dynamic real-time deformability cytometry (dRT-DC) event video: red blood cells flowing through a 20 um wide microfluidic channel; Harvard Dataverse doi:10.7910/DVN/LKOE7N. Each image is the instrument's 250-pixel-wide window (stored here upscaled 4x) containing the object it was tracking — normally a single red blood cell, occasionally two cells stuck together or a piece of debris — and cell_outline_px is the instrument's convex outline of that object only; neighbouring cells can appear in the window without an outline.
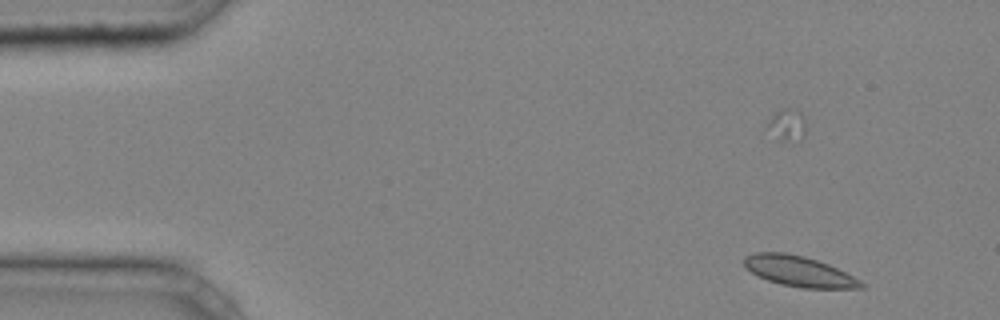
{"species": "common noctule bat (a hibernating species)", "species_latin": "Nyctalus noctula", "temperature_condition": "cold", "stored_images_in_passage": 42, "camera_frame_rate_fps": 3000, "um_per_image_px": 0.085, "animal": {"sex": "male", "body_mass_g": 20.4}, "frame": {"image": 1, "passage_image": 1, "time_ms": 0.0, "image_size_px": [1000, 320], "cell_outline_px": [[868, 284], [864, 288], [804, 288], [780, 284], [768, 280], [752, 272], [744, 264], [744, 256], [756, 252], [784, 252], [804, 256], [828, 264]], "centroid_in_image_um": [67.94, 23.06], "position_along_channel_um": 17.1, "area_um2": 20.58}}
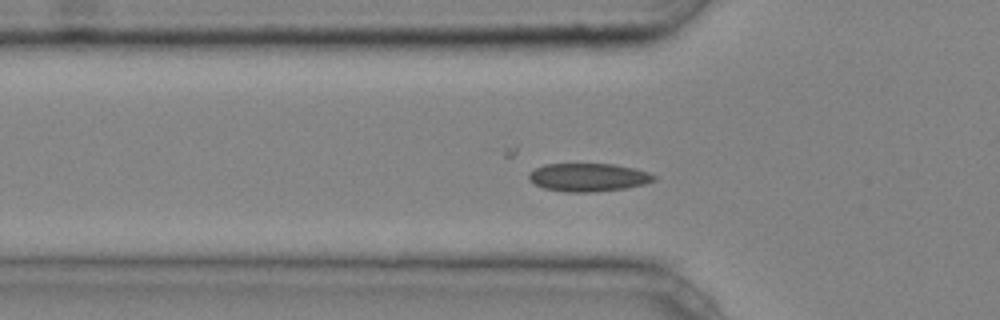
{"frame": {"image": 2, "passage_image": 12, "time_ms": 3.667, "image_size_px": [1000, 320], "cell_outline_px": [[656, 180], [644, 184], [624, 188], [592, 192], [564, 192], [544, 188], [528, 180], [528, 172], [544, 164], [612, 164], [636, 168], [648, 172], [656, 176]], "centroid_in_image_um": [49.99, 15.07], "position_along_channel_um": 75.8, "area_um2": 20.58}}
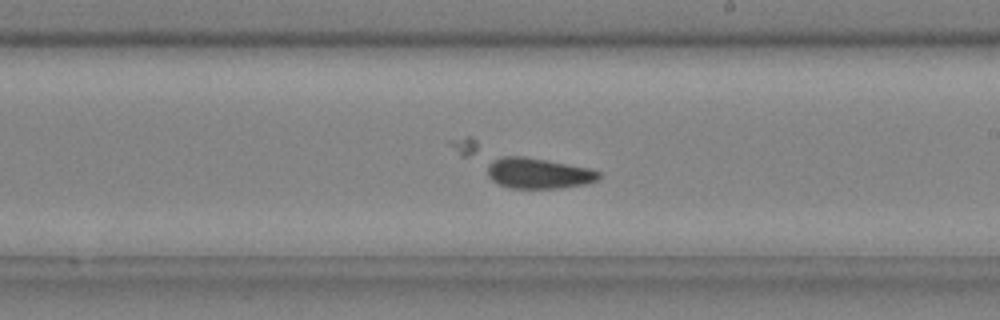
{"frame": {"image": 3, "passage_image": 24, "time_ms": 7.667, "image_size_px": [1000, 320], "cell_outline_px": [[600, 176], [596, 180], [584, 184], [560, 188], [512, 188], [500, 184], [492, 180], [488, 176], [488, 164], [492, 160], [500, 156], [524, 156], [588, 168], [600, 172]], "centroid_in_image_um": [45.72, 14.72], "position_along_channel_um": 243.3, "area_um2": 19.65}}